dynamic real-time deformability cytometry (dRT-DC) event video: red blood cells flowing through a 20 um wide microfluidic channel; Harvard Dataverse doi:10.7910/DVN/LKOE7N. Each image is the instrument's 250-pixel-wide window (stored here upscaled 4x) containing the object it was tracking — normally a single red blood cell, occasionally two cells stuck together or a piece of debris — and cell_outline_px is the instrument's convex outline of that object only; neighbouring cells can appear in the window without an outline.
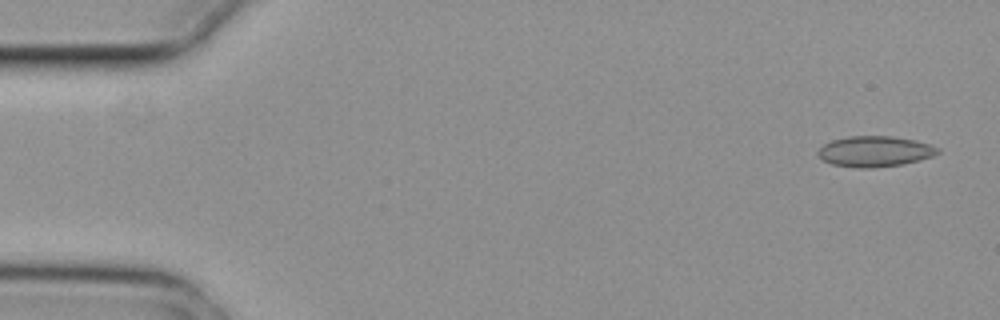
{"species": "common noctule bat (a hibernating species)", "species_latin": "Nyctalus noctula", "temperature_condition": "cold", "stored_images_in_passage": 6, "camera_frame_rate_fps": 3000, "um_per_image_px": 0.085, "animal": {"sex": "female", "body_mass_g": 29.2, "forearm_length_mm": 56.3}, "frame": {"image": 1, "passage_image": 1, "time_ms": 0.0, "image_size_px": [1000, 320], "cell_outline_px": [[940, 152], [932, 156], [904, 164], [868, 168], [856, 168], [832, 164], [824, 160], [816, 152], [824, 144], [832, 140], [848, 136], [892, 136], [916, 140], [940, 148]], "centroid_in_image_um": [74.36, 12.86], "position_along_channel_um": 10.6, "area_um2": 21.33}}
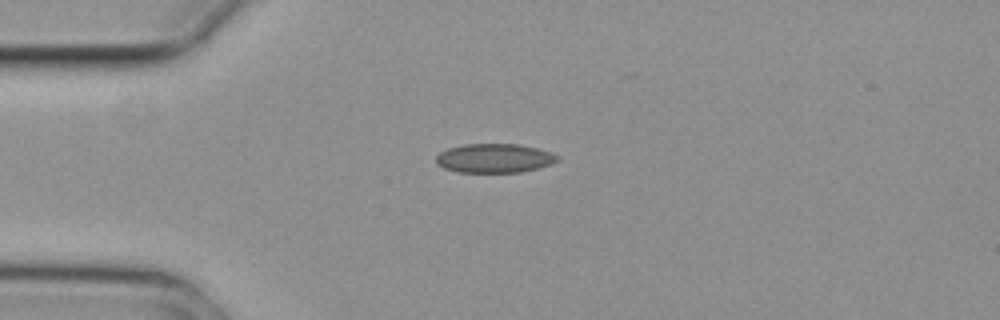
{"frame": {"image": 2, "passage_image": 4, "time_ms": 1.0, "image_size_px": [1000, 320], "cell_outline_px": [[560, 160], [552, 164], [540, 168], [520, 172], [456, 172], [444, 168], [436, 164], [436, 156], [440, 152], [448, 148], [464, 144], [520, 144], [552, 152], [560, 156]], "centroid_in_image_um": [42.05, 13.45], "position_along_channel_um": 42.9, "area_um2": 20.81}}
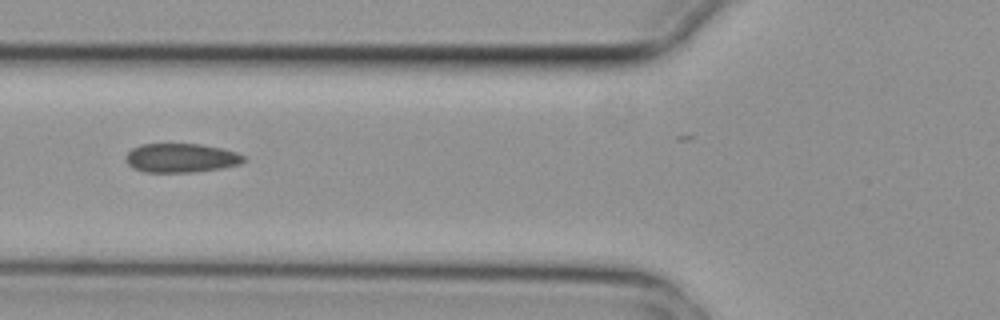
{"frame": {"image": 3, "passage_image": 6, "time_ms": 1.667, "image_size_px": [1000, 320], "cell_outline_px": [[244, 160], [240, 164], [220, 168], [196, 172], [144, 172], [132, 168], [124, 160], [124, 156], [132, 148], [140, 144], [200, 144], [224, 148], [236, 152], [244, 156]], "centroid_in_image_um": [15.35, 13.42], "position_along_channel_um": 110.5, "area_um2": 20.11}}